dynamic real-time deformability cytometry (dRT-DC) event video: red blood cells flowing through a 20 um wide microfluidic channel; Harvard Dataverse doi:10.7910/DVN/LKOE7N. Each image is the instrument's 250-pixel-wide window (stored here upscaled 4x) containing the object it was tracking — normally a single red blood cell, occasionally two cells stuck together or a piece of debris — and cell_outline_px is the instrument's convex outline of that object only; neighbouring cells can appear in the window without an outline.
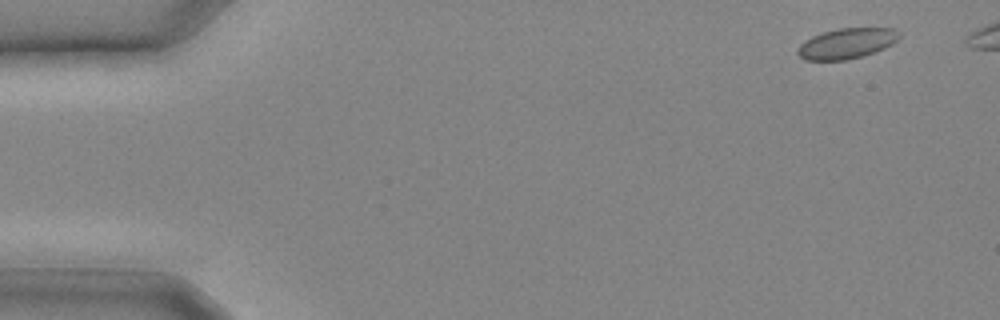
{"species": "common noctule bat (a hibernating species)", "species_latin": "Nyctalus noctula", "temperature_condition": "cold", "stored_images_in_passage": 7, "camera_frame_rate_fps": 3000, "um_per_image_px": 0.085, "animal": {"sex": "male", "body_mass_g": 20.4}, "frame": {"image": 1, "passage_image": 2, "time_ms": 0.333, "image_size_px": [1000, 320], "cell_outline_px": [[900, 36], [892, 44], [884, 48], [860, 56], [844, 60], [804, 60], [796, 52], [800, 44], [804, 40], [812, 36], [824, 32], [840, 28], [892, 28], [900, 32]], "centroid_in_image_um": [71.94, 3.68], "position_along_channel_um": 13.1, "area_um2": 17.8}}